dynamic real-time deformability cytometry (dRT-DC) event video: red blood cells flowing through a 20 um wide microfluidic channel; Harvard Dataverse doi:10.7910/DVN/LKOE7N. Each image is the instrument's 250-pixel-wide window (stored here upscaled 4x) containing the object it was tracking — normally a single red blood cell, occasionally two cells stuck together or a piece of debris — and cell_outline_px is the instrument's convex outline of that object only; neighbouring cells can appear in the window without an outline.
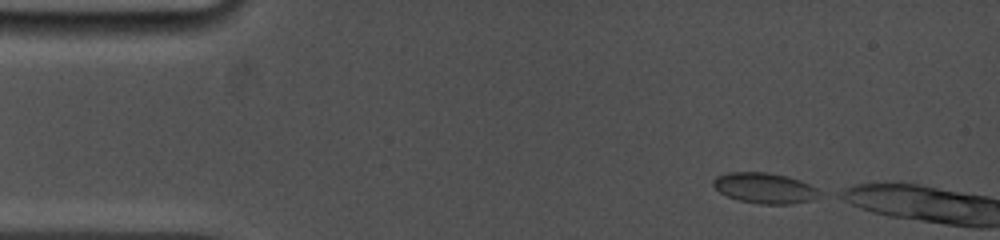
{"species": "common noctule bat (a hibernating species)", "species_latin": "Nyctalus noctula", "temperature_condition": "cold", "stored_images_in_passage": 63, "camera_frame_rate_fps": 5000, "um_per_image_px": 0.085, "animal": {"sex": "female", "body_mass_g": 19.0, "forearm_length_mm": 53.3}, "frame": {"image": 1, "passage_image": 1, "time_ms": 0.0, "image_size_px": [1000, 240], "cell_outline_px": [[824, 196], [792, 204], [760, 204], [740, 200], [728, 196], [720, 192], [712, 184], [712, 180], [716, 176], [728, 172], [768, 172], [800, 180], [824, 192]], "centroid_in_image_um": [65.03, 15.98], "position_along_channel_um": 20.0, "area_um2": 18.96}}
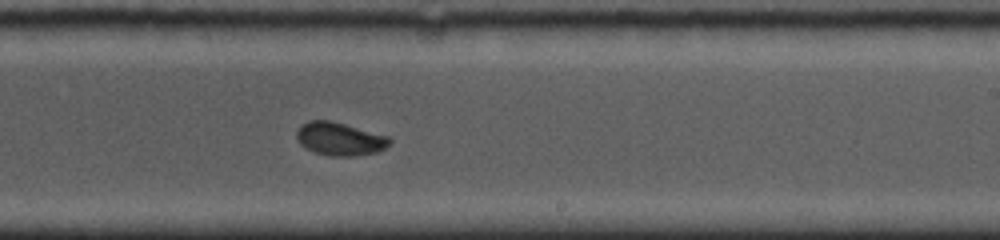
{"frame": {"image": 2, "passage_image": 42, "time_ms": 8.2, "image_size_px": [1000, 240], "cell_outline_px": [[392, 140], [384, 148], [376, 152], [356, 156], [328, 156], [316, 152], [300, 144], [296, 136], [296, 132], [308, 120], [332, 120], [388, 136]], "centroid_in_image_um": [28.89, 11.8], "position_along_channel_um": 260.1, "area_um2": 17.8}}
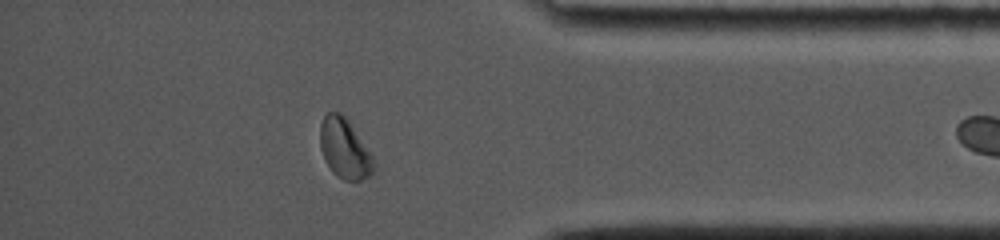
{"frame": {"image": 3, "passage_image": 62, "time_ms": 12.2, "image_size_px": [1000, 240], "cell_outline_px": [[372, 172], [368, 176], [360, 180], [344, 180], [336, 176], [332, 172], [324, 160], [320, 148], [320, 124], [324, 116], [328, 112], [340, 112], [348, 120], [372, 156]], "centroid_in_image_um": [29.23, 12.62], "position_along_channel_um": 406.0, "area_um2": 18.38}}